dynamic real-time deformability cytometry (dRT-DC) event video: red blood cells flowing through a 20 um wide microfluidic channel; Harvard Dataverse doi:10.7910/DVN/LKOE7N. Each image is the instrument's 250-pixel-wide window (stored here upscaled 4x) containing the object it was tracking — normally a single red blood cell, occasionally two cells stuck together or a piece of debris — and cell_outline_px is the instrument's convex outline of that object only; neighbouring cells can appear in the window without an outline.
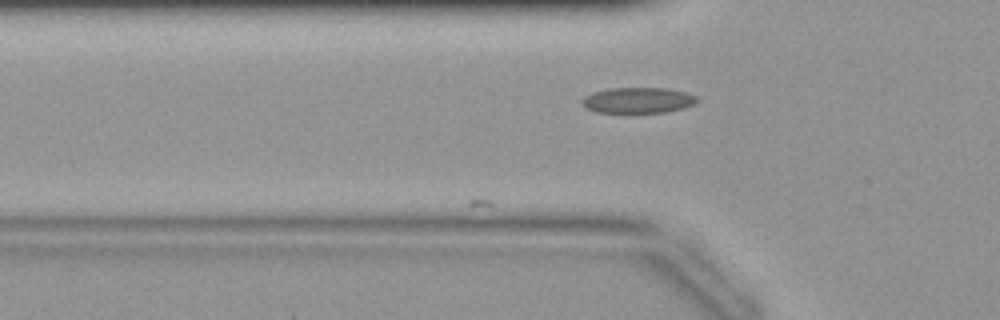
{"species": "common noctule bat (a hibernating species)", "species_latin": "Nyctalus noctula", "temperature_condition": "warm", "stored_images_in_passage": 4, "camera_frame_rate_fps": 3000, "um_per_image_px": 0.085, "animal": {"sex": "female", "body_mass_g": 19.9}, "frame": {"image": 1, "passage_image": 4, "time_ms": 1.0, "image_size_px": [1000, 320], "cell_outline_px": [[700, 100], [684, 108], [668, 112], [596, 112], [588, 108], [580, 100], [584, 96], [592, 92], [608, 88], [668, 88], [684, 92], [696, 96]], "centroid_in_image_um": [54.23, 8.51], "position_along_channel_um": 71.6, "area_um2": 17.17}}